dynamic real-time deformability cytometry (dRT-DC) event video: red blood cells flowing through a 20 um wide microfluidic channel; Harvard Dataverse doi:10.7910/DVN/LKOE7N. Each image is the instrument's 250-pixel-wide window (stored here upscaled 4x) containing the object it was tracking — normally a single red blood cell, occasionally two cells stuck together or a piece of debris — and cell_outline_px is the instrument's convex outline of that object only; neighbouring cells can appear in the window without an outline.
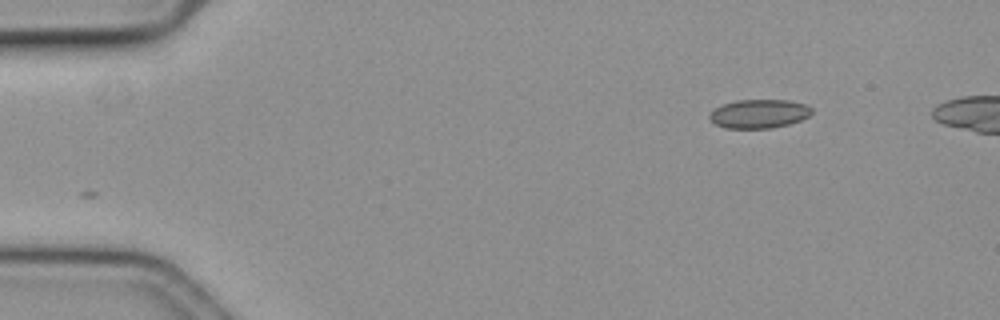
{"species": "common noctule bat (a hibernating species)", "species_latin": "Nyctalus noctula", "temperature_condition": "cold", "stored_images_in_passage": 47, "camera_frame_rate_fps": 3000, "um_per_image_px": 0.085, "animal": {"sex": "female", "body_mass_g": 19.3, "forearm_length_mm": 54.1}, "frame": {"image": 1, "passage_image": 1, "time_ms": 0.0, "image_size_px": [1000, 320], "cell_outline_px": [[812, 112], [808, 116], [800, 120], [788, 124], [772, 128], [724, 128], [716, 124], [708, 116], [720, 104], [736, 100], [788, 100], [808, 104], [812, 108]], "centroid_in_image_um": [64.53, 9.66], "position_along_channel_um": 20.5, "area_um2": 17.17}}
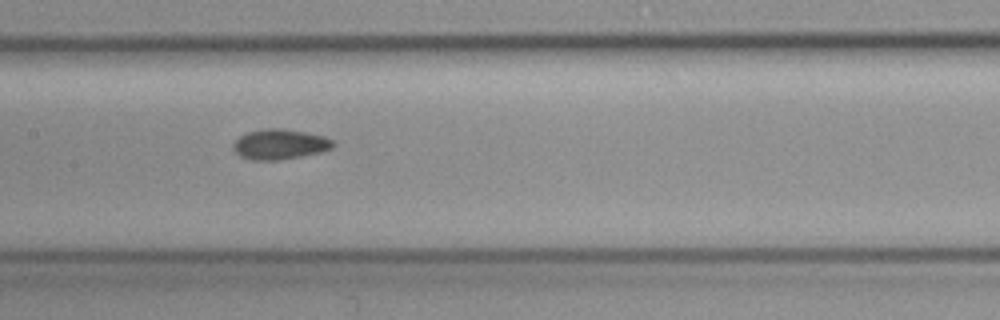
{"frame": {"image": 2, "passage_image": 22, "time_ms": 7.0, "image_size_px": [1000, 320], "cell_outline_px": [[336, 144], [332, 148], [320, 152], [280, 160], [252, 160], [240, 156], [232, 148], [232, 144], [240, 136], [248, 132], [268, 128], [280, 128], [304, 132], [324, 136], [332, 140]], "centroid_in_image_um": [23.78, 12.27], "position_along_channel_um": 183.6, "area_um2": 17.46}}
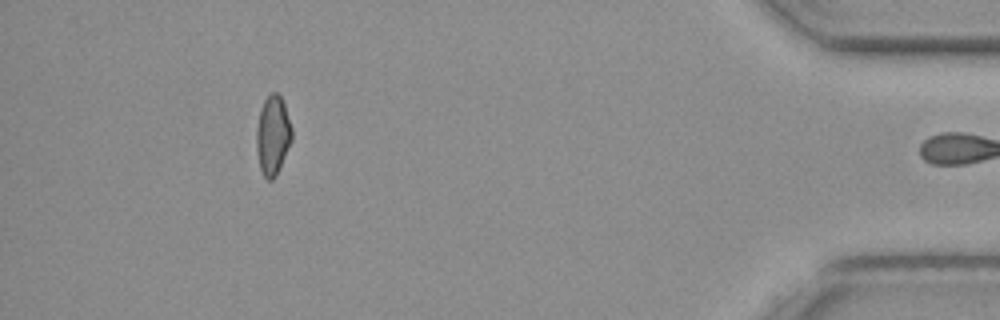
{"frame": {"image": 3, "passage_image": 46, "time_ms": 15.0, "image_size_px": [1000, 320], "cell_outline_px": [[292, 140], [276, 176], [272, 180], [268, 180], [264, 176], [260, 168], [256, 148], [256, 128], [260, 108], [264, 100], [272, 92], [276, 92], [280, 96], [284, 104], [292, 128]], "centroid_in_image_um": [23.18, 11.5], "position_along_channel_um": 412.0, "area_um2": 16.36}}